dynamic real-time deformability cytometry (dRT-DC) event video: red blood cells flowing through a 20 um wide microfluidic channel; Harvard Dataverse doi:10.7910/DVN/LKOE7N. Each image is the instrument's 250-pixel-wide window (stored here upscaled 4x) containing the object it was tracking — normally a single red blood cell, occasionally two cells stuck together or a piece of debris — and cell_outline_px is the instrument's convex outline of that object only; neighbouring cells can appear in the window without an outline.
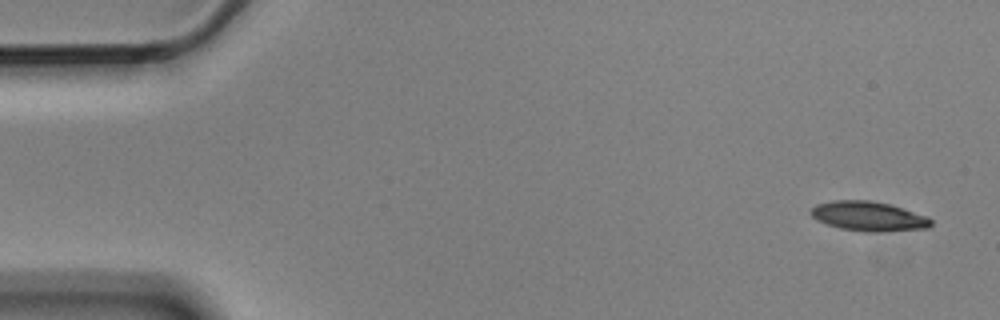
{"species": "Egyptian fruit bat (a non-hibernating species)", "species_latin": "Rousettus aegyptiacus", "temperature_condition": "cold", "stored_images_in_passage": 4, "camera_frame_rate_fps": 3000, "um_per_image_px": 0.085, "animal": {"sex": "male"}, "frame": {"image": 1, "passage_image": 1, "time_ms": 0.0, "image_size_px": [1000, 320], "cell_outline_px": [[932, 224], [928, 228], [876, 232], [864, 232], [840, 228], [816, 220], [812, 216], [812, 208], [816, 204], [832, 200], [868, 200], [888, 204], [924, 216], [932, 220]], "centroid_in_image_um": [73.78, 18.39], "position_along_channel_um": 11.2, "area_um2": 20.35}}
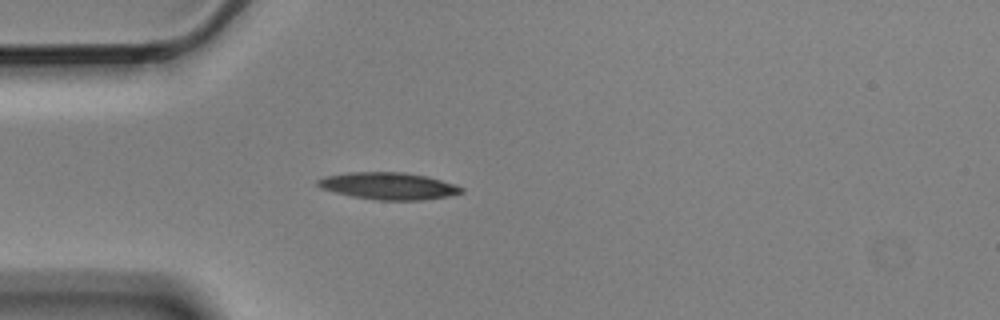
{"frame": {"image": 2, "passage_image": 4, "time_ms": 1.0, "image_size_px": [1000, 320], "cell_outline_px": [[464, 192], [448, 196], [420, 200], [380, 200], [352, 196], [320, 188], [316, 184], [316, 180], [324, 176], [348, 172], [404, 172], [428, 176], [456, 184], [464, 188]], "centroid_in_image_um": [33.03, 15.79], "position_along_channel_um": 52.0, "area_um2": 22.72}}